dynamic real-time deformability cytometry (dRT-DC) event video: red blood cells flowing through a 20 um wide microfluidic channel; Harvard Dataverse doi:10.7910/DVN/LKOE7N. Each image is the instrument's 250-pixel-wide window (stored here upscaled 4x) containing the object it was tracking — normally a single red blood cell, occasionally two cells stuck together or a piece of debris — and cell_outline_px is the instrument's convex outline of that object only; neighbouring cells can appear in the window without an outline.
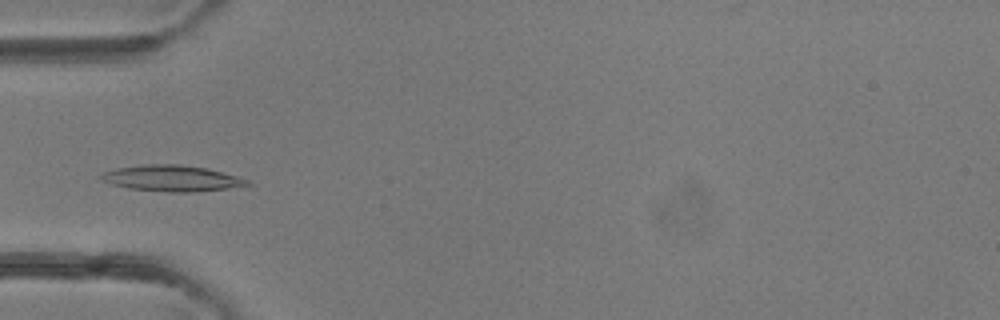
{"species": "common noctule bat (a hibernating species)", "species_latin": "Nyctalus noctula", "temperature_condition": "room temperature", "stored_images_in_passage": 5, "camera_frame_rate_fps": 3000, "um_per_image_px": 0.085, "animal": {"sex": "female"}, "frame": {"image": 1, "passage_image": 4, "time_ms": 4.333, "image_size_px": [1000, 320], "cell_outline_px": [[252, 184], [228, 188], [192, 192], [168, 192], [128, 188], [112, 184], [100, 180], [100, 176], [104, 172], [116, 168], [144, 164], [180, 164], [208, 168], [236, 176], [248, 180]], "centroid_in_image_um": [14.58, 15.15], "position_along_channel_um": 70.4, "area_um2": 22.08}}
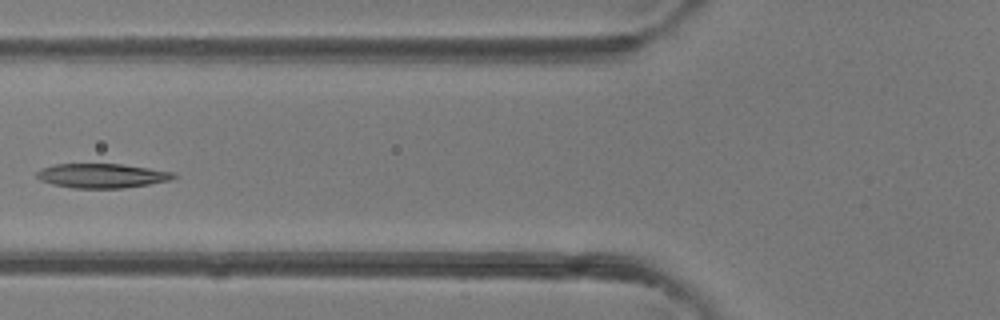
{"frame": {"image": 2, "passage_image": 5, "time_ms": 5.333, "image_size_px": [1000, 320], "cell_outline_px": [[180, 176], [172, 180], [124, 188], [72, 188], [52, 184], [40, 180], [36, 176], [36, 172], [40, 168], [56, 164], [120, 164], [148, 168], [172, 172]], "centroid_in_image_um": [8.66, 14.94], "position_along_channel_um": 117.1, "area_um2": 19.48}}